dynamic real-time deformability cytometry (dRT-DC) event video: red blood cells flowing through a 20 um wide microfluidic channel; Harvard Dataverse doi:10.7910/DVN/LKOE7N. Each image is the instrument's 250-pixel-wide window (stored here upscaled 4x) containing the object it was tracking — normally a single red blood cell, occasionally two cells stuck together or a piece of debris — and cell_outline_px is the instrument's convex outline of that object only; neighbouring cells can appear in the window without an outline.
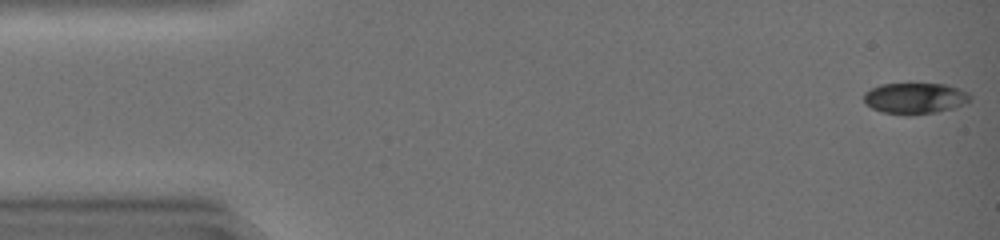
{"species": "common noctule bat (a hibernating species)", "species_latin": "Nyctalus noctula", "temperature_condition": "warm", "stored_images_in_passage": 22, "camera_frame_rate_fps": 3000, "um_per_image_px": 0.085, "animal": {"sex": "female", "body_mass_g": 19.0, "forearm_length_mm": 51.5}, "frame": {"image": 1, "passage_image": 1, "time_ms": 0.0, "image_size_px": [1000, 240], "cell_outline_px": [[972, 96], [964, 104], [952, 108], [936, 112], [912, 116], [908, 116], [880, 112], [864, 104], [864, 92], [880, 84], [944, 84], [968, 92]], "centroid_in_image_um": [77.72, 8.37], "position_along_channel_um": 7.3, "area_um2": 19.36}}
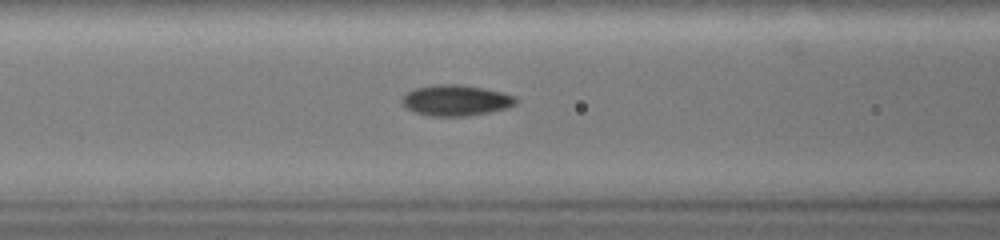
{"frame": {"image": 2, "passage_image": 19, "time_ms": 6.0, "image_size_px": [1000, 240], "cell_outline_px": [[520, 100], [516, 104], [508, 108], [468, 116], [428, 116], [412, 112], [400, 100], [408, 92], [416, 88], [432, 84], [460, 84], [484, 88], [516, 96]], "centroid_in_image_um": [38.77, 8.53], "position_along_channel_um": 127.8, "area_um2": 20.63}}